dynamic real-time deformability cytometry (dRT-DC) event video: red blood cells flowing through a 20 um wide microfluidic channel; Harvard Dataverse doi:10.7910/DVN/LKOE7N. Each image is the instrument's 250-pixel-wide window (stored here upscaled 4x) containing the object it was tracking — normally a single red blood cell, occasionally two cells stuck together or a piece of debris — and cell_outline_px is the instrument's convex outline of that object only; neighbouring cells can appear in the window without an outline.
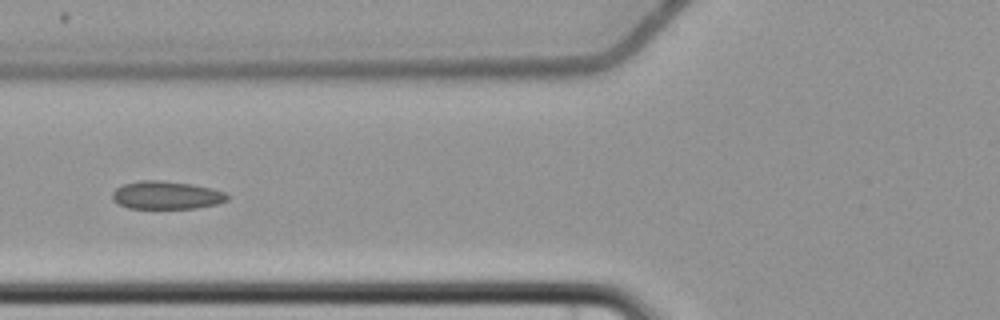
{"species": "common noctule bat (a hibernating species)", "species_latin": "Nyctalus noctula", "temperature_condition": "cold", "stored_images_in_passage": 5, "camera_frame_rate_fps": 3000, "um_per_image_px": 0.085, "animal": {"sex": "female", "body_mass_g": 22.7, "forearm_length_mm": 54.2}, "frame": {"image": 1, "passage_image": 5, "time_ms": 4.667, "image_size_px": [1000, 320], "cell_outline_px": [[228, 200], [216, 204], [196, 208], [128, 208], [112, 200], [112, 192], [116, 188], [124, 184], [140, 180], [164, 180], [192, 184], [212, 188], [224, 192], [228, 196]], "centroid_in_image_um": [14.13, 16.58], "position_along_channel_um": 111.7, "area_um2": 18.79}}